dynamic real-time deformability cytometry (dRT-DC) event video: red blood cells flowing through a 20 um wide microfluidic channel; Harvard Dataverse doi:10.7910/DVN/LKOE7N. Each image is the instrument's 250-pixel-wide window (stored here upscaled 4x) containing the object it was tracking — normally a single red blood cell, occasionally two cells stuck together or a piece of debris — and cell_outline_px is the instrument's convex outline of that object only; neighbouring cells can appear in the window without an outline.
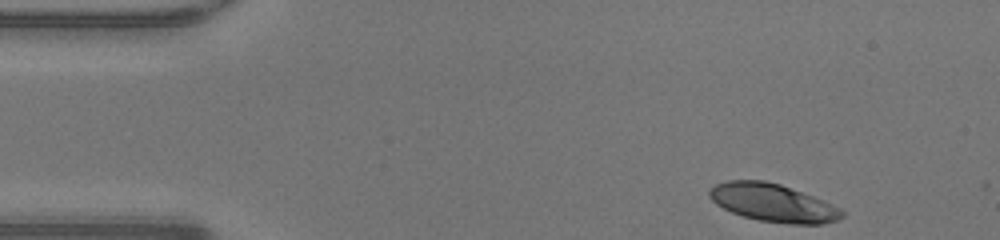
{"species": "human", "species_latin": "Homo sapiens", "temperature_condition": "warm", "stored_images_in_passage": 36, "camera_frame_rate_fps": 3000, "um_per_image_px": 0.085, "donor": {"sex": "male"}, "frame": {"image": 1, "passage_image": 1, "time_ms": 0.0, "image_size_px": [1000, 240], "cell_outline_px": [[844, 216], [836, 220], [820, 224], [788, 224], [760, 220], [744, 216], [732, 212], [716, 204], [708, 196], [708, 188], [716, 184], [728, 180], [764, 180], [780, 184], [812, 196], [832, 204], [840, 208], [844, 212]], "centroid_in_image_um": [65.67, 17.23], "position_along_channel_um": 19.3, "area_um2": 29.13}}
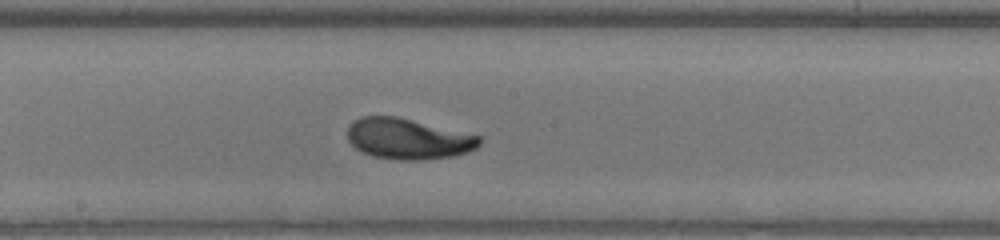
{"frame": {"image": 2, "passage_image": 21, "time_ms": 6.667, "image_size_px": [1000, 240], "cell_outline_px": [[480, 144], [476, 148], [468, 152], [452, 156], [420, 160], [396, 160], [372, 156], [360, 152], [348, 140], [348, 124], [352, 120], [360, 116], [396, 116], [480, 136]], "centroid_in_image_um": [34.63, 11.8], "position_along_channel_um": 213.6, "area_um2": 31.39}}
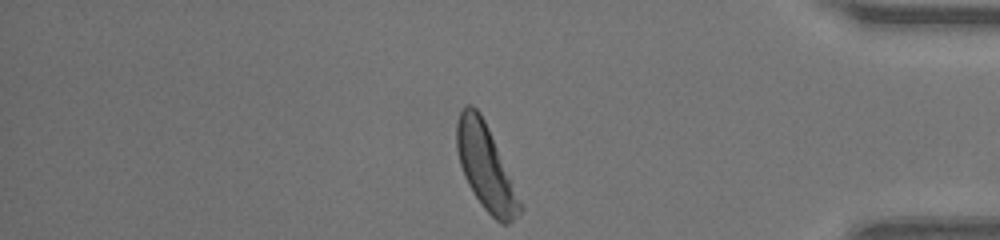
{"frame": {"image": 3, "passage_image": 36, "time_ms": 11.667, "image_size_px": [1000, 240], "cell_outline_px": [[524, 208], [508, 224], [500, 224], [484, 208], [472, 192], [464, 176], [460, 164], [456, 148], [456, 124], [460, 112], [464, 104], [472, 104], [480, 112], [488, 128], [524, 204]], "centroid_in_image_um": [41.29, 14.21], "position_along_channel_um": 393.9, "area_um2": 31.39}, "authors_computed_cell_mechanics": {"area_um2": 30.6629, "velocity_mm_per_s": 4.2824, "shape_relaxation_time_tau1_ms": 2.6668, "shape_relaxation_time_tau2_ms": 1.3444, "deformation_change_tau1": 0.1681, "deformation_change_tau2": 0.0711}}